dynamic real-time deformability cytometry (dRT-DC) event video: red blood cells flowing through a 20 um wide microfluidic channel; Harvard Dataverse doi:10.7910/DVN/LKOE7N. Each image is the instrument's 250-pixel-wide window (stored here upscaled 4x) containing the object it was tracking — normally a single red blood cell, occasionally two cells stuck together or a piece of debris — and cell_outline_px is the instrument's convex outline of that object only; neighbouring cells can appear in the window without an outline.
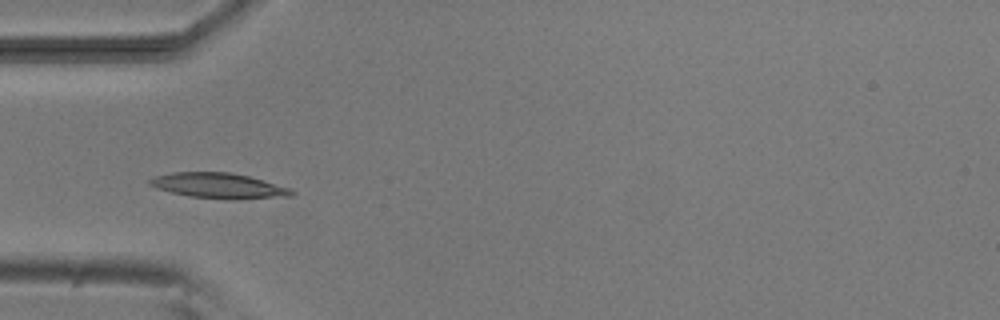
{"species": "common noctule bat (a hibernating species)", "species_latin": "Nyctalus noctula", "temperature_condition": "room temperature", "stored_images_in_passage": 10, "camera_frame_rate_fps": 3000, "um_per_image_px": 0.085, "animal": {"sex": "male", "body_mass_g": 20.5, "forearm_length_mm": 52.5}, "frame": {"image": 1, "passage_image": 6, "time_ms": 5.667, "image_size_px": [1000, 320], "cell_outline_px": [[296, 192], [292, 196], [232, 200], [188, 196], [156, 188], [148, 184], [148, 180], [156, 176], [172, 172], [228, 172], [248, 176], [292, 188]], "centroid_in_image_um": [18.63, 15.79], "position_along_channel_um": 66.4, "area_um2": 21.04}}
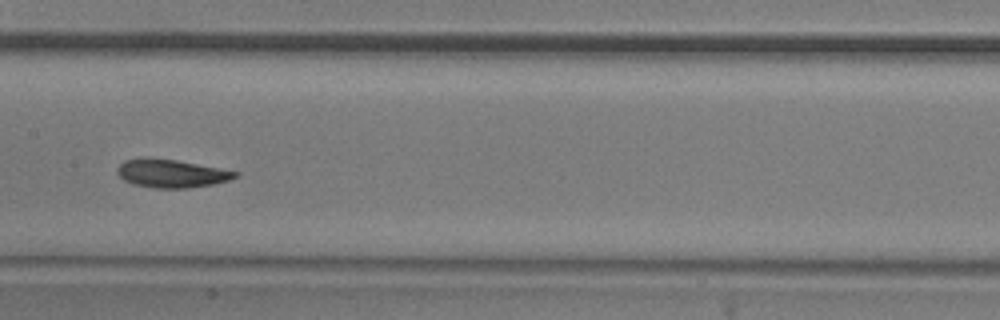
{"frame": {"image": 2, "passage_image": 9, "time_ms": 9.0, "image_size_px": [1000, 320], "cell_outline_px": [[240, 176], [228, 180], [212, 184], [188, 188], [156, 188], [132, 184], [124, 180], [116, 172], [116, 168], [124, 160], [148, 156], [152, 156], [176, 160], [220, 168], [240, 172]], "centroid_in_image_um": [14.54, 14.72], "position_along_channel_um": 192.9, "area_um2": 19.65}}
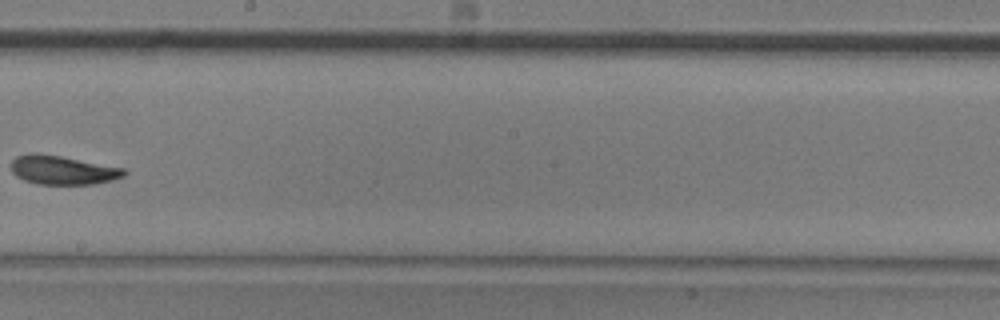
{"frame": {"image": 3, "passage_image": 10, "time_ms": 10.333, "image_size_px": [1000, 320], "cell_outline_px": [[128, 172], [124, 176], [112, 180], [96, 184], [36, 184], [24, 180], [16, 176], [12, 172], [12, 160], [16, 156], [28, 152], [36, 152], [60, 156], [124, 168]], "centroid_in_image_um": [5.31, 14.45], "position_along_channel_um": 242.9, "area_um2": 19.13}}